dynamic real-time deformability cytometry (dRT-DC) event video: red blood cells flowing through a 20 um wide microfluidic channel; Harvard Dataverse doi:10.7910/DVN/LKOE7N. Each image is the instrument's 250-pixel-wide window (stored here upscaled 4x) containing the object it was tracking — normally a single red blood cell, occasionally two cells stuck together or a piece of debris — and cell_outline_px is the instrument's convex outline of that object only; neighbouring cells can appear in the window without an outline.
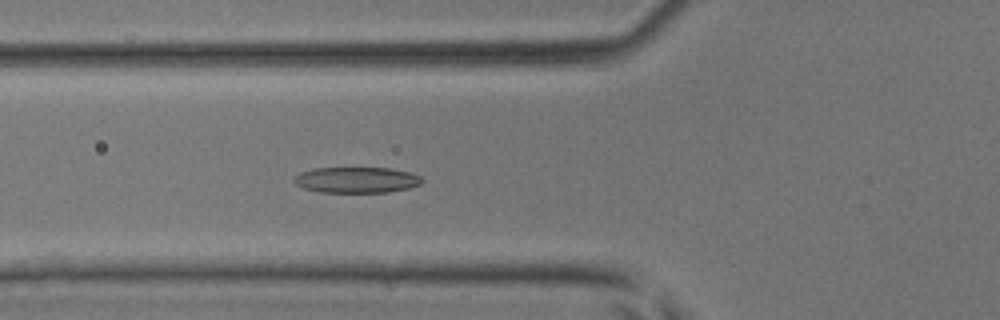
{"species": "common noctule bat (a hibernating species)", "species_latin": "Nyctalus noctula", "temperature_condition": "room temperature", "stored_images_in_passage": 40, "camera_frame_rate_fps": 3000, "um_per_image_px": 0.085, "animal": {"sex": "male", "body_mass_g": 17.9, "forearm_length_mm": 54.2}, "frame": {"image": 1, "passage_image": 12, "time_ms": 3.667, "image_size_px": [1000, 320], "cell_outline_px": [[424, 180], [420, 184], [408, 188], [388, 192], [320, 192], [304, 188], [296, 184], [292, 180], [300, 172], [312, 168], [388, 168], [412, 172], [420, 176]], "centroid_in_image_um": [30.31, 15.29], "position_along_channel_um": 95.5, "area_um2": 19.31}}
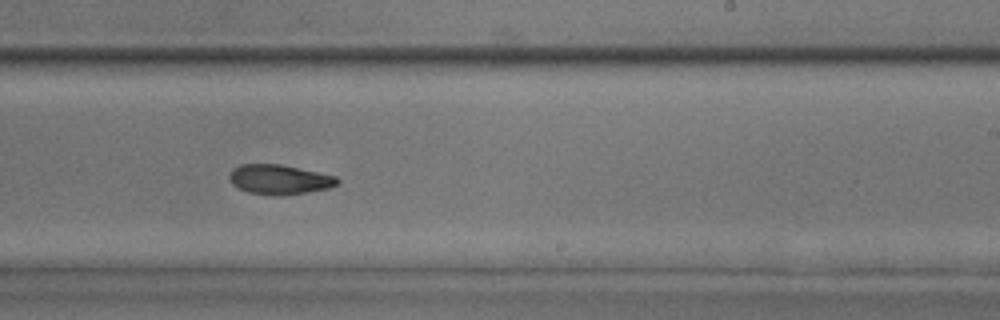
{"frame": {"image": 2, "passage_image": 23, "time_ms": 7.333, "image_size_px": [1000, 320], "cell_outline_px": [[340, 184], [328, 188], [308, 192], [284, 196], [280, 196], [248, 192], [232, 184], [228, 180], [228, 176], [232, 168], [240, 164], [280, 164], [336, 176], [340, 180]], "centroid_in_image_um": [23.74, 15.26], "position_along_channel_um": 265.3, "area_um2": 18.84}}
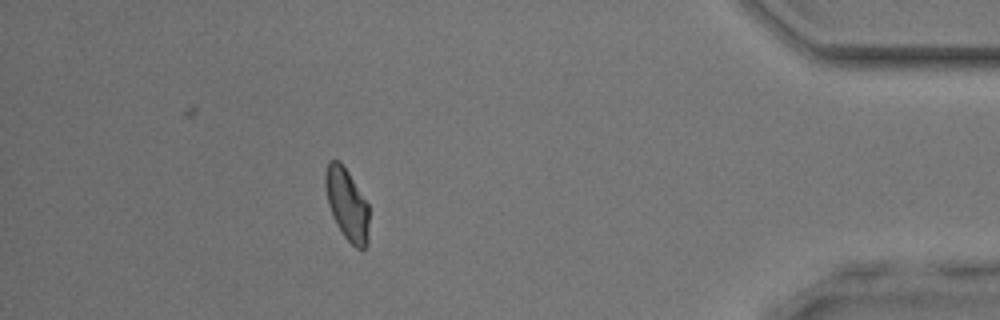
{"frame": {"image": 3, "passage_image": 35, "time_ms": 11.333, "image_size_px": [1000, 320], "cell_outline_px": [[368, 244], [364, 248], [356, 248], [344, 236], [336, 224], [332, 216], [328, 204], [324, 184], [324, 172], [328, 160], [340, 160], [348, 172], [368, 204]], "centroid_in_image_um": [29.46, 17.34], "position_along_channel_um": 405.7, "area_um2": 18.32}}